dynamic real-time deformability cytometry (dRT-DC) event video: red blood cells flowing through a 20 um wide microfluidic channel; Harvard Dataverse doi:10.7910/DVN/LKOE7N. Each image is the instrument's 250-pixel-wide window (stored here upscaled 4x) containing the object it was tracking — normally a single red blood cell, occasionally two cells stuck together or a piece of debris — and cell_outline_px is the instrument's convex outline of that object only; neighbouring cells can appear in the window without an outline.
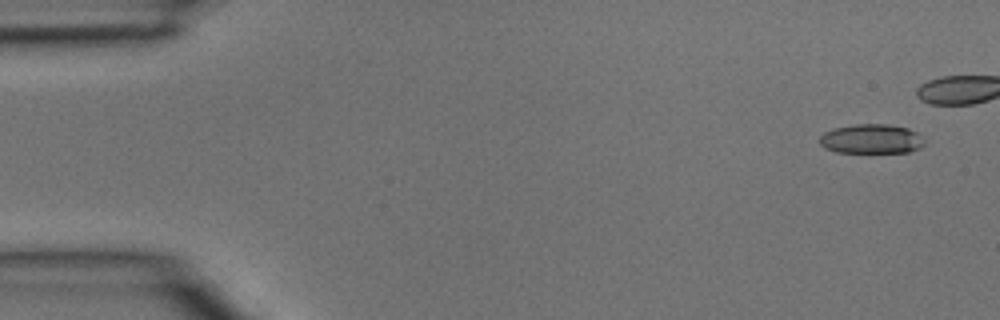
{"species": "common noctule bat (a hibernating species)", "species_latin": "Nyctalus noctula", "temperature_condition": "room temperature", "stored_images_in_passage": 4, "camera_frame_rate_fps": 3000, "um_per_image_px": 0.085, "animal": {"sex": "male", "body_mass_g": 15.6}, "frame": {"image": 1, "passage_image": 1, "time_ms": 0.0, "image_size_px": [1000, 320], "cell_outline_px": [[928, 140], [920, 148], [908, 152], [836, 152], [824, 148], [820, 144], [820, 136], [824, 132], [832, 128], [856, 124], [888, 124], [908, 128], [924, 136]], "centroid_in_image_um": [74.1, 11.8], "position_along_channel_um": 10.9, "area_um2": 18.26}}
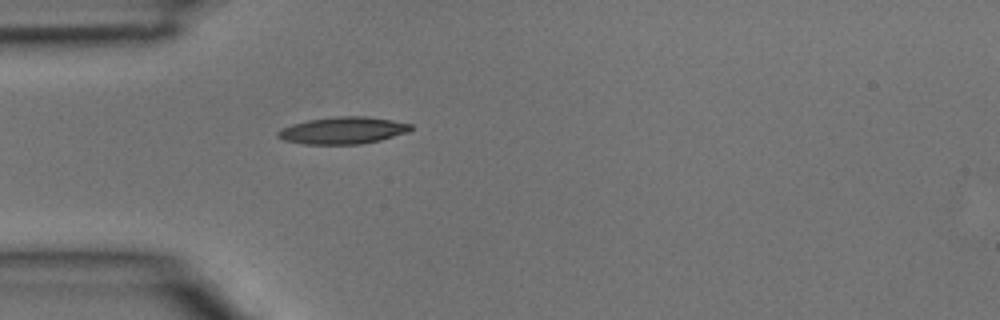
{"frame": {"image": 2, "passage_image": 4, "time_ms": 1.0, "image_size_px": [1000, 320], "cell_outline_px": [[412, 128], [408, 132], [380, 140], [360, 144], [304, 144], [284, 140], [276, 136], [276, 132], [280, 128], [292, 124], [308, 120], [336, 116], [364, 116], [392, 120], [412, 124]], "centroid_in_image_um": [29.12, 11.08], "position_along_channel_um": 55.9, "area_um2": 20.92}}